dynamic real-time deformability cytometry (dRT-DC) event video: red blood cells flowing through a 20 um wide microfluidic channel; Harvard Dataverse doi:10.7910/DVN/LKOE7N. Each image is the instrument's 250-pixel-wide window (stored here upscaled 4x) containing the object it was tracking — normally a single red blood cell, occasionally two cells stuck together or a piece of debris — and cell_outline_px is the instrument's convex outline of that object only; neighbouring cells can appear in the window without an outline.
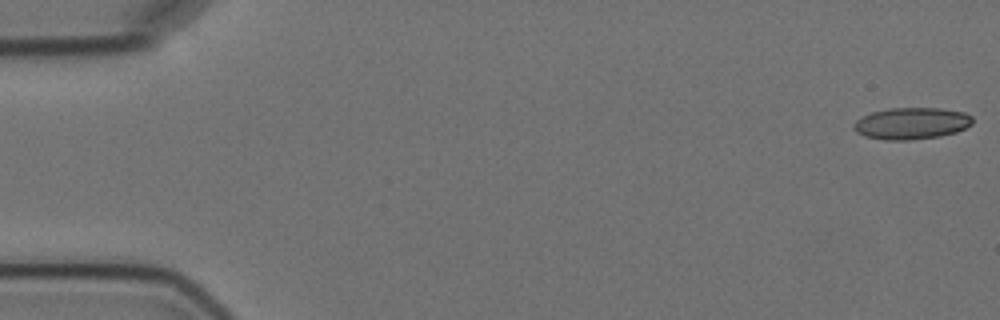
{"species": "Egyptian fruit bat (a non-hibernating species)", "species_latin": "Rousettus aegyptiacus", "temperature_condition": "cold", "stored_images_in_passage": 5, "camera_frame_rate_fps": 3000, "um_per_image_px": 0.085, "animal": {"sex": "female"}, "frame": {"image": 1, "passage_image": 1, "time_ms": 0.0, "image_size_px": [1000, 320], "cell_outline_px": [[972, 124], [956, 132], [940, 136], [908, 140], [884, 140], [864, 136], [856, 132], [852, 128], [852, 124], [856, 120], [872, 112], [888, 108], [940, 108], [964, 112], [972, 116]], "centroid_in_image_um": [77.45, 10.49], "position_along_channel_um": 7.5, "area_um2": 22.02}}
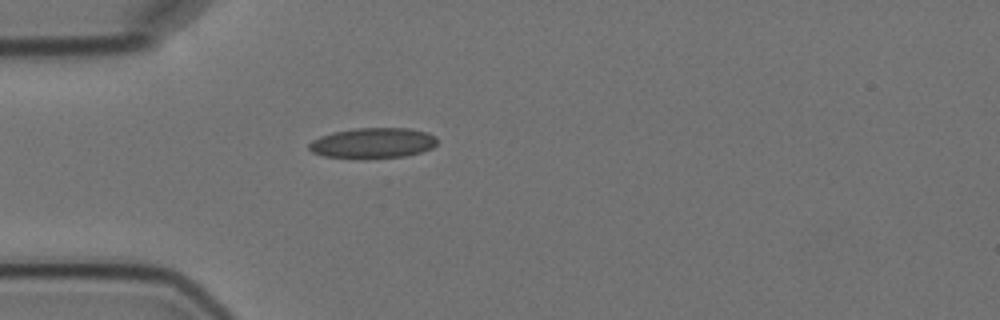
{"frame": {"image": 2, "passage_image": 5, "time_ms": 5.0, "image_size_px": [1000, 320], "cell_outline_px": [[436, 144], [432, 148], [420, 152], [404, 156], [364, 160], [324, 156], [312, 152], [308, 148], [308, 144], [312, 140], [320, 136], [332, 132], [356, 128], [408, 128], [428, 132], [436, 136]], "centroid_in_image_um": [31.67, 12.17], "position_along_channel_um": 53.3, "area_um2": 23.18}}